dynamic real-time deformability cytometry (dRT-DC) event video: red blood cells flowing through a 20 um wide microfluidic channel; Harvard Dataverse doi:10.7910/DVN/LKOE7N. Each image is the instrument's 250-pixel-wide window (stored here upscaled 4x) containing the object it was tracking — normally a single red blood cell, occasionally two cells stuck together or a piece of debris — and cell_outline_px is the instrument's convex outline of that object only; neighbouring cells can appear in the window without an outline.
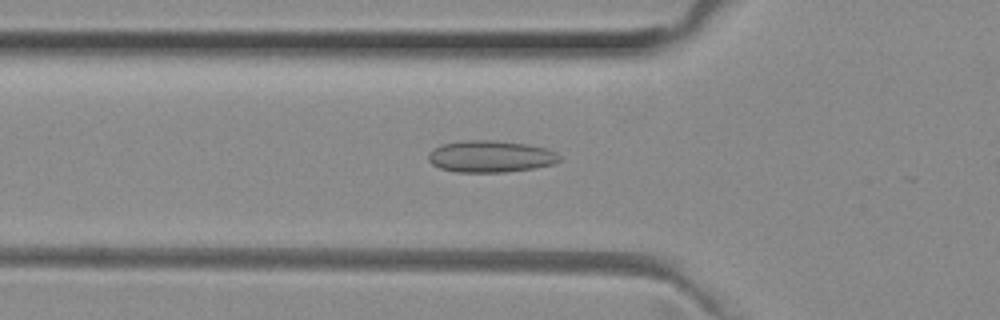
{"species": "common noctule bat (a hibernating species)", "species_latin": "Nyctalus noctula", "temperature_condition": "room temperature", "stored_images_in_passage": 23, "camera_frame_rate_fps": 3000, "um_per_image_px": 0.085, "animal": {"sex": "female", "body_mass_g": 29.2, "forearm_length_mm": 56.3}, "frame": {"image": 1, "passage_image": 12, "time_ms": 3.667, "image_size_px": [1000, 320], "cell_outline_px": [[560, 160], [552, 164], [532, 168], [508, 172], [456, 172], [440, 168], [432, 164], [428, 160], [428, 152], [440, 144], [464, 140], [492, 140], [528, 144], [544, 148], [556, 152], [560, 156]], "centroid_in_image_um": [41.65, 13.29], "position_along_channel_um": 84.1, "area_um2": 24.33}}
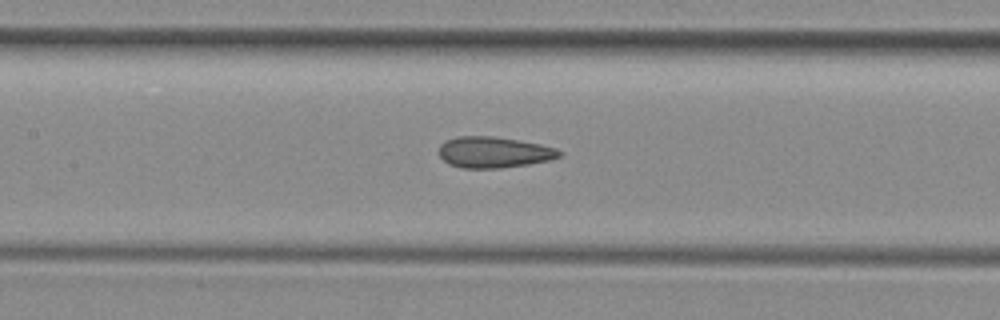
{"frame": {"image": 2, "passage_image": 18, "time_ms": 5.667, "image_size_px": [1000, 320], "cell_outline_px": [[564, 152], [560, 156], [552, 160], [528, 164], [500, 168], [464, 168], [448, 164], [440, 156], [440, 144], [444, 140], [456, 136], [492, 136], [520, 140], [540, 144], [556, 148]], "centroid_in_image_um": [41.99, 12.93], "position_along_channel_um": 165.4, "area_um2": 21.96}}
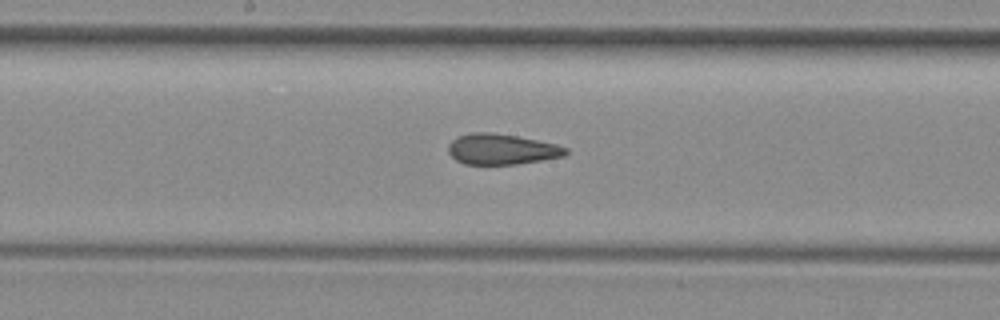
{"frame": {"image": 3, "passage_image": 21, "time_ms": 6.667, "image_size_px": [1000, 320], "cell_outline_px": [[568, 152], [564, 156], [516, 164], [464, 164], [456, 160], [448, 152], [448, 144], [456, 136], [472, 132], [488, 132], [516, 136], [556, 144], [568, 148]], "centroid_in_image_um": [42.6, 12.68], "position_along_channel_um": 205.6, "area_um2": 20.87}}